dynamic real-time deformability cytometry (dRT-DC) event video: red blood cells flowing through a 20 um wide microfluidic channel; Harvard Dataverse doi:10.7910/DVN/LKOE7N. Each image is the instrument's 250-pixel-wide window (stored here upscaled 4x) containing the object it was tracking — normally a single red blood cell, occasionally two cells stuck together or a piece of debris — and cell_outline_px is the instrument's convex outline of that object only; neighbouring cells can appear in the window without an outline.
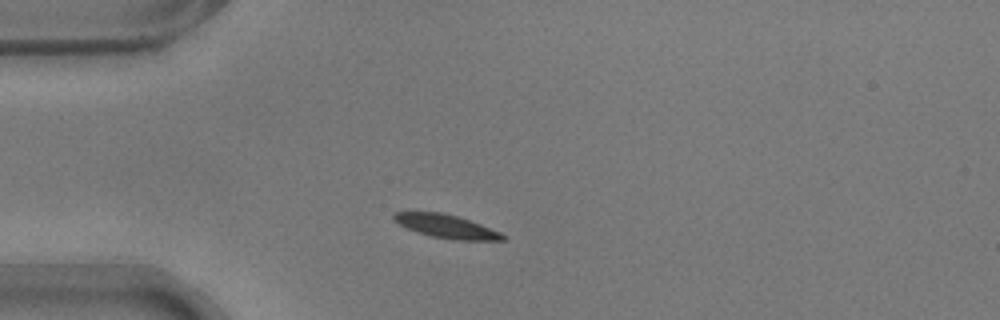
{"species": "common noctule bat (a hibernating species)", "species_latin": "Nyctalus noctula", "temperature_condition": "warm", "stored_images_in_passage": 41, "camera_frame_rate_fps": 3000, "um_per_image_px": 0.085, "animal": {"sex": "male", "body_mass_g": 17.9}, "frame": {"image": 1, "passage_image": 1, "time_ms": 0.0, "image_size_px": [1000, 320], "cell_outline_px": [[508, 236], [504, 240], [456, 240], [432, 236], [416, 232], [392, 220], [392, 216], [396, 212], [440, 212], [456, 216], [480, 224], [500, 232]], "centroid_in_image_um": [37.94, 19.24], "position_along_channel_um": 47.1, "area_um2": 14.68}}
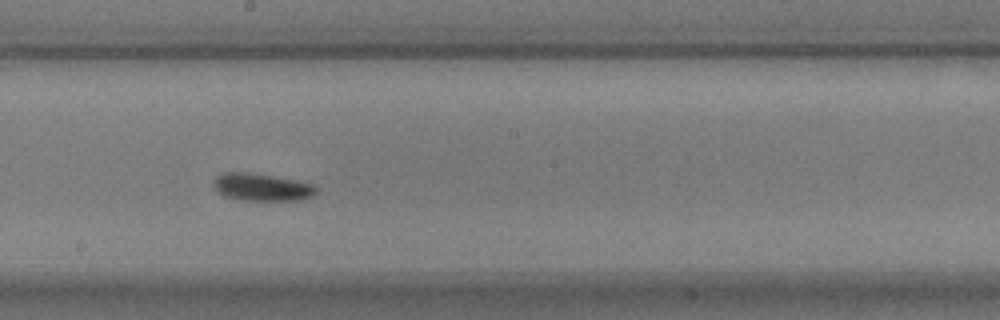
{"frame": {"image": 2, "passage_image": 17, "time_ms": 5.333, "image_size_px": [1000, 320], "cell_outline_px": [[320, 188], [312, 196], [304, 200], [240, 200], [224, 196], [212, 184], [212, 180], [216, 176], [224, 172], [244, 172], [292, 180], [312, 184]], "centroid_in_image_um": [22.24, 15.92], "position_along_channel_um": 226.0, "area_um2": 16.24}}
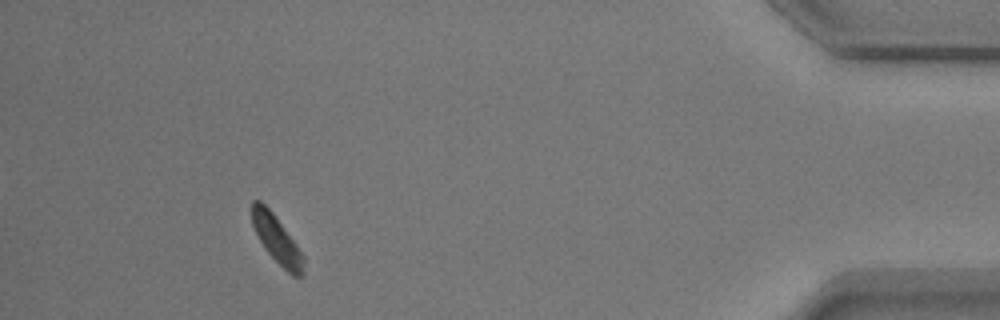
{"frame": {"image": 3, "passage_image": 37, "time_ms": 12.0, "image_size_px": [1000, 320], "cell_outline_px": [[304, 272], [300, 276], [292, 276], [264, 248], [252, 224], [252, 200], [260, 200], [272, 212], [296, 244], [304, 256]], "centroid_in_image_um": [23.53, 20.35], "position_along_channel_um": 411.7, "area_um2": 13.93}, "authors_computed_cell_mechanics": {"area_um2": 15.0858, "velocity_mm_per_s": 3.661, "shape_relaxation_time_tau1_ms": 3.4559, "shape_relaxation_time_tau2_ms": null, "deformation_change_tau1": 0.1764, "deformation_change_tau2": null}}